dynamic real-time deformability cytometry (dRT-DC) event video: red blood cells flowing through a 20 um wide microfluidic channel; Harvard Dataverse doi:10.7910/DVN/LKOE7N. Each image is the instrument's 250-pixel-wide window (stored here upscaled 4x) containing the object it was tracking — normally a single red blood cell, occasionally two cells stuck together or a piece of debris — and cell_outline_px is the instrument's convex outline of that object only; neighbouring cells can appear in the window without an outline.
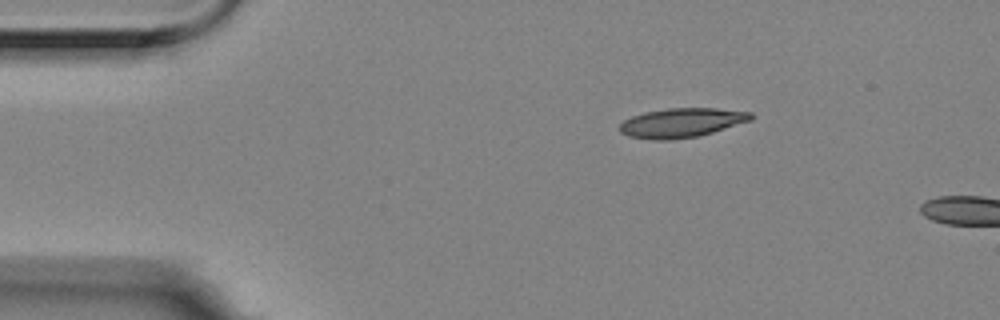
{"species": "Egyptian fruit bat (a non-hibernating species)", "species_latin": "Rousettus aegyptiacus", "temperature_condition": "room temperature", "stored_images_in_passage": 3, "camera_frame_rate_fps": 3000, "um_per_image_px": 0.085, "animal": {"sex": "female"}, "frame": {"image": 1, "passage_image": 1, "time_ms": 0.0, "image_size_px": [1000, 320], "cell_outline_px": [[756, 116], [752, 120], [712, 132], [696, 136], [672, 140], [652, 140], [628, 136], [620, 132], [620, 124], [624, 120], [632, 116], [644, 112], [668, 108], [716, 108], [752, 112]], "centroid_in_image_um": [57.95, 10.43], "position_along_channel_um": 27.1, "area_um2": 22.48}}